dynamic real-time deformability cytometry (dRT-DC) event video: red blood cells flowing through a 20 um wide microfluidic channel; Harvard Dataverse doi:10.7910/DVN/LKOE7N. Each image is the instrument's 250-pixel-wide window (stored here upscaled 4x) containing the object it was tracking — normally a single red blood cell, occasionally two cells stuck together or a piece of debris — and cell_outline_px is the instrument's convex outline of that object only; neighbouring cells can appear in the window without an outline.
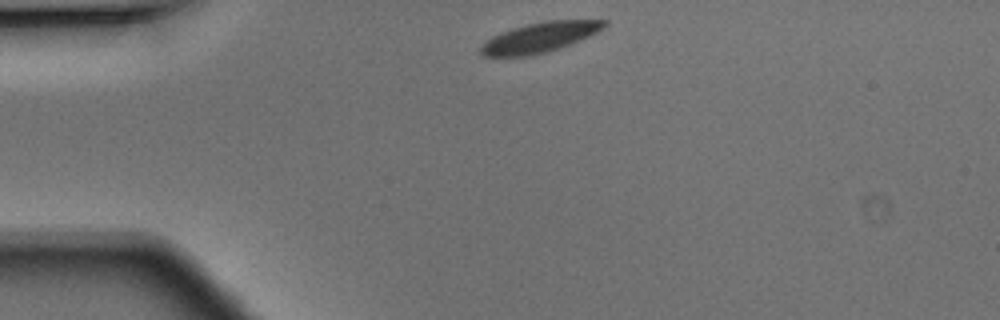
{"species": "Egyptian fruit bat (a non-hibernating species)", "species_latin": "Rousettus aegyptiacus", "temperature_condition": "warm", "stored_images_in_passage": 38, "camera_frame_rate_fps": 3000, "um_per_image_px": 0.085, "animal": {"sex": "male"}, "frame": {"image": 1, "passage_image": 1, "time_ms": 0.0, "image_size_px": [1000, 320], "cell_outline_px": [[608, 24], [604, 28], [580, 40], [560, 48], [544, 52], [524, 56], [484, 56], [480, 52], [480, 48], [484, 40], [492, 36], [512, 28], [528, 24], [548, 20], [608, 20]], "centroid_in_image_um": [45.87, 3.17], "position_along_channel_um": 39.1, "area_um2": 21.39}}
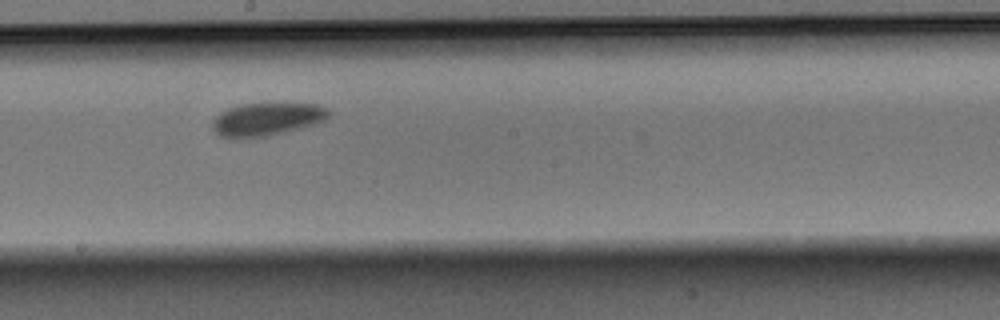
{"frame": {"image": 2, "passage_image": 17, "time_ms": 5.333, "image_size_px": [1000, 320], "cell_outline_px": [[332, 116], [328, 120], [300, 128], [268, 136], [220, 136], [212, 128], [212, 120], [220, 112], [228, 108], [244, 104], [316, 104], [328, 108], [332, 112]], "centroid_in_image_um": [22.76, 10.11], "position_along_channel_um": 225.4, "area_um2": 22.02}}
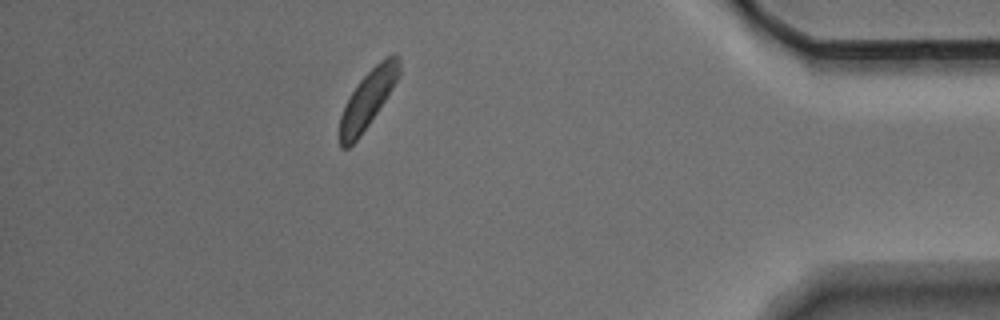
{"frame": {"image": 3, "passage_image": 33, "time_ms": 10.667, "image_size_px": [1000, 320], "cell_outline_px": [[400, 76], [360, 136], [348, 148], [340, 148], [340, 116], [356, 84], [380, 60], [396, 52], [400, 56]], "centroid_in_image_um": [31.28, 8.38], "position_along_channel_um": 403.9, "area_um2": 19.42}}